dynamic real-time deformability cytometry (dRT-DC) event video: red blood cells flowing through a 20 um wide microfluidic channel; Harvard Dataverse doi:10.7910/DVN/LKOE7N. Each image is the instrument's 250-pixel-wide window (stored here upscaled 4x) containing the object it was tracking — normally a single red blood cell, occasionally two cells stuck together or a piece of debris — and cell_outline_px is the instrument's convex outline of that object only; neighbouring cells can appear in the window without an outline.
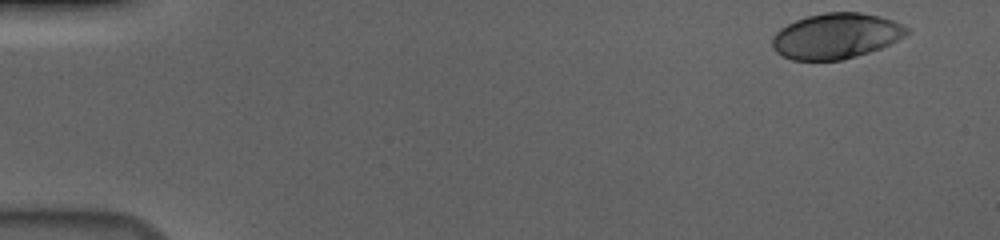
{"species": "human", "species_latin": "Homo sapiens", "temperature_condition": "cold", "stored_images_in_passage": 54, "camera_frame_rate_fps": 3000, "um_per_image_px": 0.085, "donor": {"sex": "male"}, "frame": {"image": 1, "passage_image": 1, "time_ms": 0.0, "image_size_px": [1000, 240], "cell_outline_px": [[908, 32], [904, 36], [880, 48], [856, 56], [840, 60], [792, 60], [780, 56], [772, 48], [772, 36], [780, 28], [796, 20], [808, 16], [824, 12], [860, 12], [880, 16], [892, 20], [908, 28]], "centroid_in_image_um": [71.01, 3.06], "position_along_channel_um": 14.0, "area_um2": 35.55}}
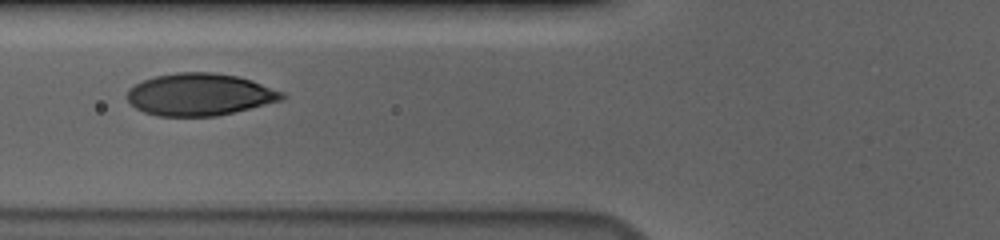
{"frame": {"image": 2, "passage_image": 20, "time_ms": 6.333, "image_size_px": [1000, 240], "cell_outline_px": [[284, 96], [280, 100], [216, 116], [156, 116], [144, 112], [136, 108], [124, 96], [128, 88], [144, 80], [156, 76], [180, 72], [212, 72], [236, 76], [252, 80], [284, 92]], "centroid_in_image_um": [16.92, 8.03], "position_along_channel_um": 108.9, "area_um2": 37.8}}
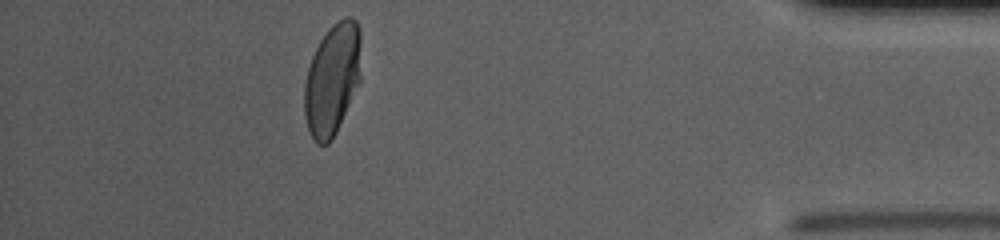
{"frame": {"image": 3, "passage_image": 48, "time_ms": 15.667, "image_size_px": [1000, 240], "cell_outline_px": [[360, 84], [332, 140], [328, 144], [316, 144], [308, 128], [304, 116], [304, 84], [308, 68], [312, 56], [320, 40], [328, 28], [332, 24], [344, 16], [352, 16], [356, 20], [360, 28]], "centroid_in_image_um": [28.25, 6.72], "position_along_channel_um": 406.9, "area_um2": 37.28}, "authors_computed_cell_mechanics": {"area_um2": 37.5411, "velocity_mm_per_s": 3.6753, "shape_relaxation_time_tau1_ms": 3.4898, "shape_relaxation_time_tau2_ms": null, "deformation_change_tau1": 0.1735, "deformation_change_tau2": null}}